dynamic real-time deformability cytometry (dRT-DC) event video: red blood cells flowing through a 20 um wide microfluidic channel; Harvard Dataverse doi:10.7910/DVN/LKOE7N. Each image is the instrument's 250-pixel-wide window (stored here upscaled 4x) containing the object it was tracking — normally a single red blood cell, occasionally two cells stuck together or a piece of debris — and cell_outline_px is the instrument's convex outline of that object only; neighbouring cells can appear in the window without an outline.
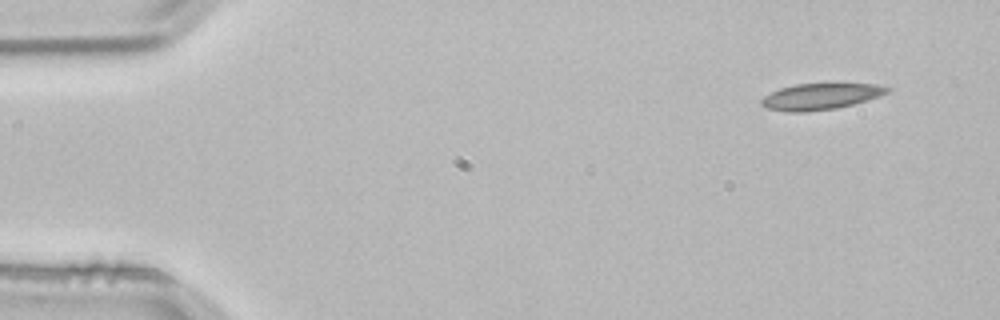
{"species": "common noctule bat (a hibernating species)", "species_latin": "Nyctalus noctula", "temperature_condition": "room temperature", "stored_images_in_passage": 4, "segment_of_instrument_passage": [2, 2], "camera_frame_rate_fps": 3000, "um_per_image_px": 0.085, "animal": {"sex": "male", "body_mass_g": 21.5, "forearm_length_mm": 52.0}, "frame": {"image": 1, "passage_image": 4, "time_ms": 1.0, "image_size_px": [1000, 320], "cell_outline_px": [[892, 88], [888, 92], [880, 96], [868, 100], [836, 108], [808, 112], [788, 112], [768, 108], [760, 104], [760, 100], [764, 96], [780, 88], [796, 84], [876, 84]], "centroid_in_image_um": [69.75, 8.2], "position_along_channel_um": 15.3, "area_um2": 19.13}}